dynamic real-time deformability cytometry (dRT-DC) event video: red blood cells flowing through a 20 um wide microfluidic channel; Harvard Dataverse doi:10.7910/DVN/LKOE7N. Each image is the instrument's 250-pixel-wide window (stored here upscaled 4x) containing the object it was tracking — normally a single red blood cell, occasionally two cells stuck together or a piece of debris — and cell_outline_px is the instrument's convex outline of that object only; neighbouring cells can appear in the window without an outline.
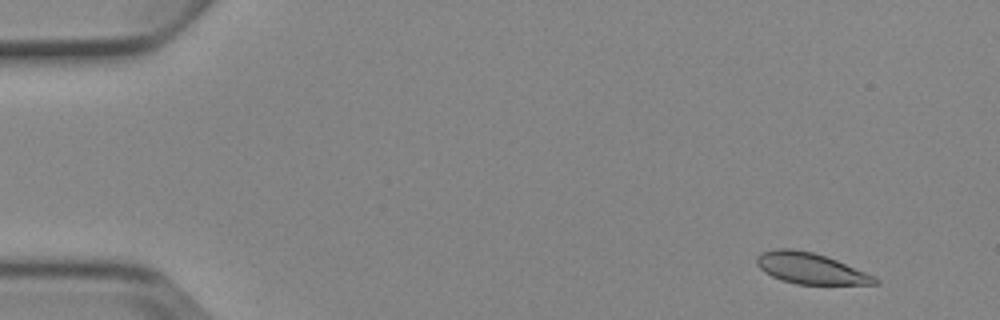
{"species": "Egyptian fruit bat (a non-hibernating species)", "species_latin": "Rousettus aegyptiacus", "temperature_condition": "cold", "stored_images_in_passage": 5, "camera_frame_rate_fps": 3000, "um_per_image_px": 0.085, "animal": {"sex": "female"}, "frame": {"image": 1, "passage_image": 2, "time_ms": 1.0, "image_size_px": [1000, 320], "cell_outline_px": [[880, 284], [796, 284], [780, 280], [764, 272], [756, 264], [756, 256], [760, 252], [776, 248], [792, 248], [812, 252], [836, 260], [876, 276], [880, 280]], "centroid_in_image_um": [68.87, 22.81], "position_along_channel_um": 16.1, "area_um2": 21.44}}
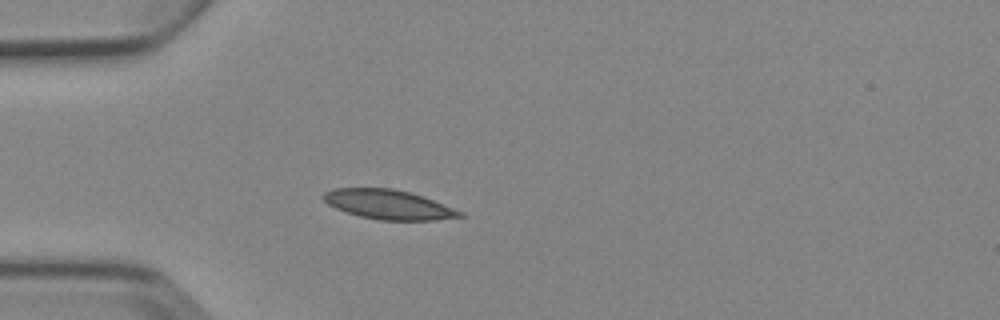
{"frame": {"image": 2, "passage_image": 5, "time_ms": 4.667, "image_size_px": [1000, 320], "cell_outline_px": [[464, 216], [436, 220], [380, 220], [360, 216], [336, 208], [328, 204], [320, 196], [324, 192], [332, 188], [392, 188], [408, 192], [432, 200], [464, 212]], "centroid_in_image_um": [32.98, 17.38], "position_along_channel_um": 52.0, "area_um2": 23.18}}